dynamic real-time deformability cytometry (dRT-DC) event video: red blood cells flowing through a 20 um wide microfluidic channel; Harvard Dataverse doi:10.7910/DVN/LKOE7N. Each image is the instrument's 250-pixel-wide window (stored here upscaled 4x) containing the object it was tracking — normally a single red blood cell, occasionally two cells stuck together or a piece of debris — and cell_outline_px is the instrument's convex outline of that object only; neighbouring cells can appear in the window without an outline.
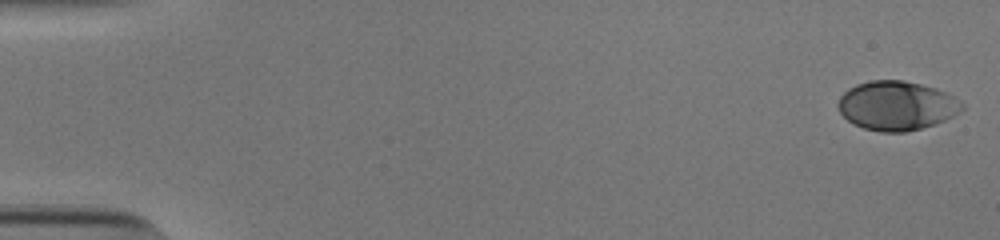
{"species": "human", "species_latin": "Homo sapiens", "temperature_condition": "cold", "stored_images_in_passage": 54, "camera_frame_rate_fps": 3000, "um_per_image_px": 0.085, "donor": {"sex": "male"}, "frame": {"image": 1, "passage_image": 1, "time_ms": 0.0, "image_size_px": [1000, 240], "cell_outline_px": [[964, 108], [960, 112], [936, 124], [908, 132], [880, 132], [864, 128], [848, 120], [840, 112], [836, 104], [840, 96], [848, 88], [856, 84], [868, 80], [904, 80], [936, 88], [960, 100], [964, 104]], "centroid_in_image_um": [76.21, 8.98], "position_along_channel_um": 8.8, "area_um2": 35.66}}
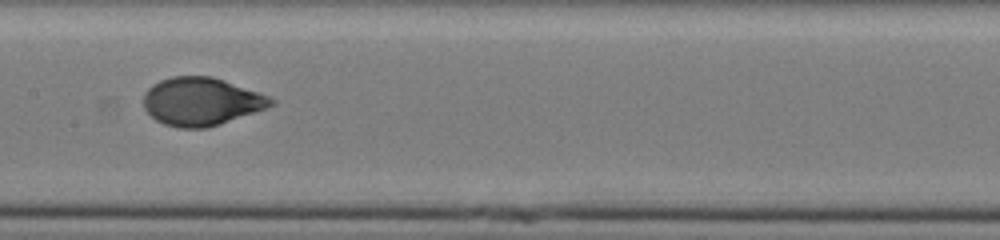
{"frame": {"image": 2, "passage_image": 28, "time_ms": 9.0, "image_size_px": [1000, 240], "cell_outline_px": [[276, 104], [268, 108], [220, 124], [204, 128], [176, 128], [164, 124], [156, 120], [144, 108], [144, 92], [152, 84], [160, 80], [172, 76], [212, 76], [224, 80], [268, 96], [276, 100]], "centroid_in_image_um": [17.11, 8.63], "position_along_channel_um": 190.3, "area_um2": 35.72}}
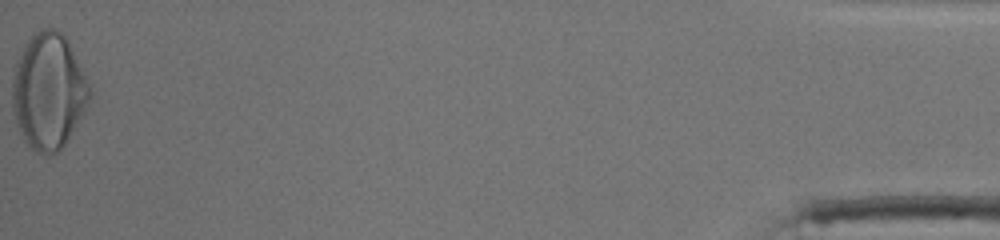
{"frame": {"image": 3, "passage_image": 54, "time_ms": 17.667, "image_size_px": [1000, 240], "cell_outline_px": [[92, 96], [84, 112], [68, 140], [56, 152], [48, 156], [44, 156], [36, 152], [24, 140], [16, 124], [12, 108], [12, 76], [16, 60], [24, 44], [36, 32], [44, 28], [56, 28], [64, 36], [84, 72], [92, 92]], "centroid_in_image_um": [4.11, 7.78], "position_along_channel_um": 431.1, "area_um2": 52.37}, "authors_computed_cell_mechanics": {"area_um2": 35.6915, "velocity_mm_per_s": 3.8279, "shape_relaxation_time_tau1_ms": 3.5875, "shape_relaxation_time_tau2_ms": null, "deformation_change_tau1": 0.1726, "deformation_change_tau2": null}}